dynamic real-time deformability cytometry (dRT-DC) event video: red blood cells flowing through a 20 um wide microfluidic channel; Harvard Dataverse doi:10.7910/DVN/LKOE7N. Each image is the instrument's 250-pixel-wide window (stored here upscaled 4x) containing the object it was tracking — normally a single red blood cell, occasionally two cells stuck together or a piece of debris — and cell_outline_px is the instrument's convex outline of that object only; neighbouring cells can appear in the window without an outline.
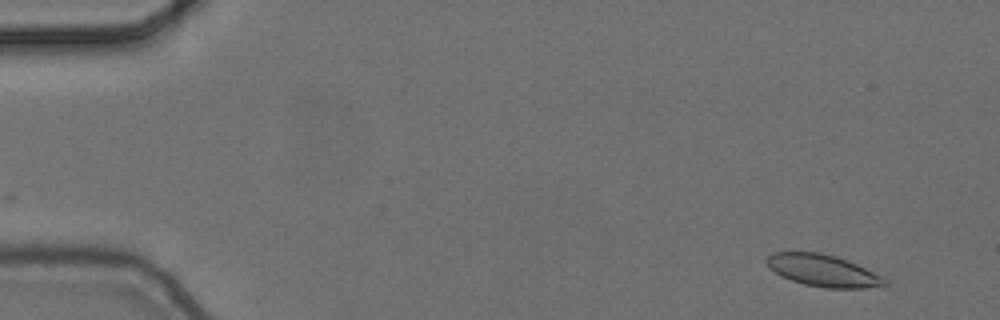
{"species": "common noctule bat (a hibernating species)", "species_latin": "Nyctalus noctula", "temperature_condition": "cold", "stored_images_in_passage": 10, "camera_frame_rate_fps": 3000, "um_per_image_px": 0.085, "animal": {"sex": "female", "body_mass_g": 24.6, "forearm_length_mm": 56.2}, "frame": {"image": 1, "passage_image": 1, "time_ms": 0.0, "image_size_px": [1000, 320], "cell_outline_px": [[888, 284], [864, 288], [828, 288], [804, 284], [780, 276], [768, 268], [764, 260], [772, 252], [820, 252], [836, 256], [856, 264], [880, 276]], "centroid_in_image_um": [69.85, 22.98], "position_along_channel_um": 15.1, "area_um2": 21.73}}
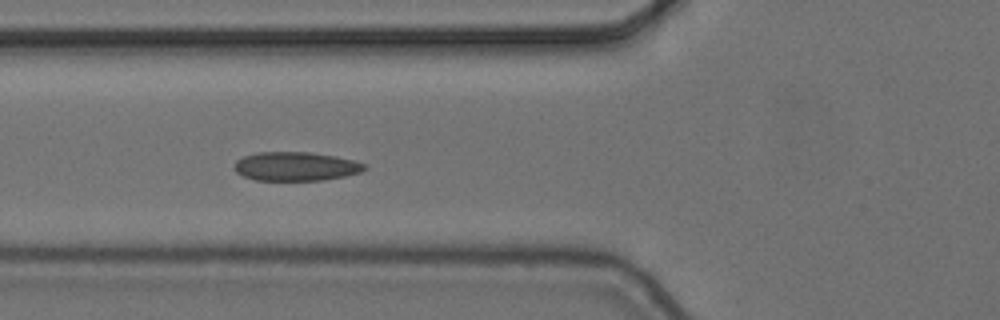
{"frame": {"image": 2, "passage_image": 6, "time_ms": 1.667, "image_size_px": [1000, 320], "cell_outline_px": [[368, 168], [360, 172], [344, 176], [324, 180], [256, 180], [244, 176], [236, 172], [232, 168], [236, 160], [244, 156], [256, 152], [308, 152], [336, 156], [356, 160], [368, 164]], "centroid_in_image_um": [25.16, 14.13], "position_along_channel_um": 100.6, "area_um2": 22.14}}
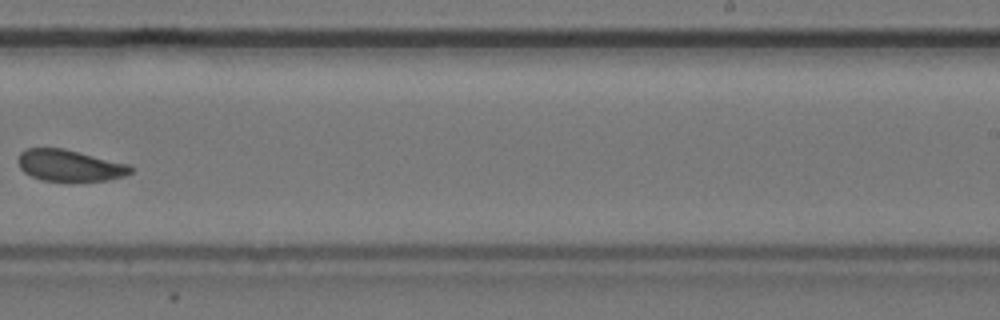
{"frame": {"image": 3, "passage_image": 10, "time_ms": 3.0, "image_size_px": [1000, 320], "cell_outline_px": [[132, 172], [124, 176], [108, 180], [40, 180], [24, 172], [20, 168], [16, 160], [20, 152], [24, 148], [64, 148], [132, 164]], "centroid_in_image_um": [5.92, 14.04], "position_along_channel_um": 283.1, "area_um2": 20.81}}